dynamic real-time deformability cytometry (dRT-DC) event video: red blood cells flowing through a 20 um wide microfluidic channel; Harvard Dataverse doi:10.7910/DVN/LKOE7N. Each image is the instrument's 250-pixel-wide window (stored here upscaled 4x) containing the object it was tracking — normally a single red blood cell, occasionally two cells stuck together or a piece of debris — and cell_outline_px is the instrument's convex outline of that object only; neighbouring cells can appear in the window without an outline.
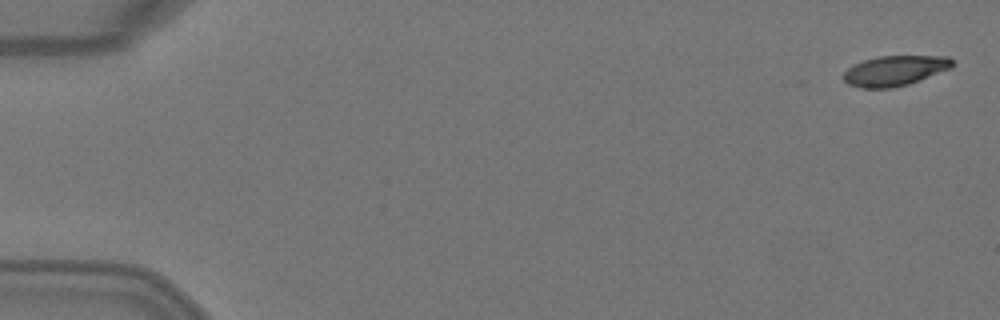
{"species": "Egyptian fruit bat (a non-hibernating species)", "species_latin": "Rousettus aegyptiacus", "temperature_condition": "warm", "stored_images_in_passage": 5, "camera_frame_rate_fps": 3000, "um_per_image_px": 0.085, "animal": {"sex": "female"}, "frame": {"image": 1, "passage_image": 1, "time_ms": 0.0, "image_size_px": [1000, 320], "cell_outline_px": [[952, 68], [908, 84], [892, 88], [860, 88], [848, 84], [844, 80], [844, 72], [848, 68], [864, 60], [876, 56], [948, 56], [952, 60]], "centroid_in_image_um": [76.06, 6.01], "position_along_channel_um": 8.9, "area_um2": 19.02}}
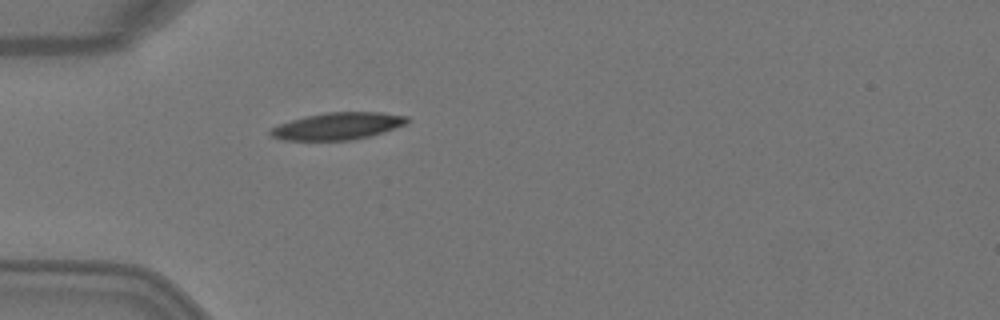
{"frame": {"image": 2, "passage_image": 5, "time_ms": 1.333, "image_size_px": [1000, 320], "cell_outline_px": [[408, 124], [368, 136], [352, 140], [284, 140], [272, 136], [268, 132], [272, 128], [280, 124], [292, 120], [308, 116], [328, 112], [380, 112], [408, 116]], "centroid_in_image_um": [28.73, 10.71], "position_along_channel_um": 56.3, "area_um2": 21.27}}